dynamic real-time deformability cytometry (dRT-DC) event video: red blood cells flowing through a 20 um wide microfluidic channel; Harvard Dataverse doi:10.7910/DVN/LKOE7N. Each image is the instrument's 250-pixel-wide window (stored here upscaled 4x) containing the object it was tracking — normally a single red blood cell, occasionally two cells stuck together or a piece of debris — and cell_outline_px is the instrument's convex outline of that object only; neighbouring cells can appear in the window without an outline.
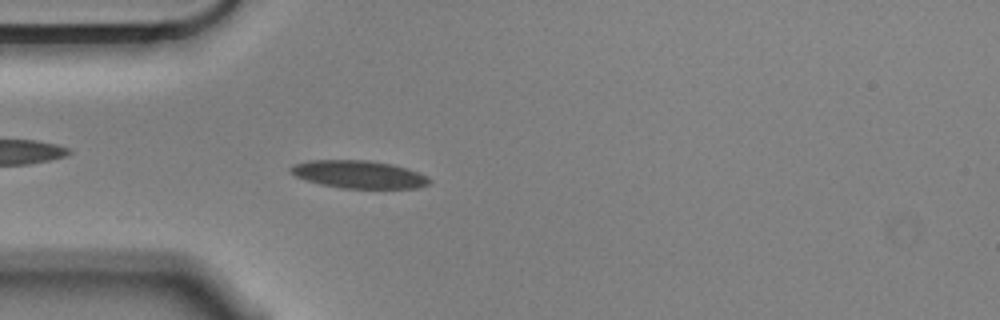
{"species": "Egyptian fruit bat (a non-hibernating species)", "species_latin": "Rousettus aegyptiacus", "temperature_condition": "cold", "stored_images_in_passage": 56, "camera_frame_rate_fps": 3000, "um_per_image_px": 0.085, "animal": {"sex": "male"}, "frame": {"image": 1, "passage_image": 15, "time_ms": 4.667, "image_size_px": [1000, 320], "cell_outline_px": [[432, 180], [428, 184], [420, 188], [340, 188], [320, 184], [304, 180], [288, 172], [288, 168], [292, 164], [308, 160], [368, 160], [392, 164], [408, 168], [428, 176]], "centroid_in_image_um": [30.47, 14.82], "position_along_channel_um": 54.5, "area_um2": 22.77}}
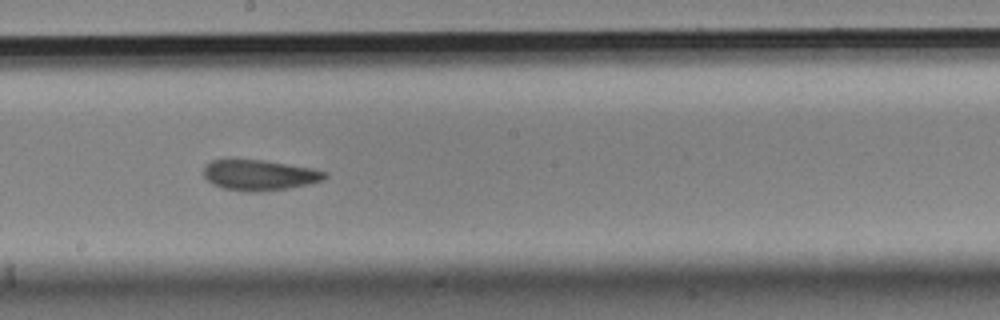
{"frame": {"image": 2, "passage_image": 30, "time_ms": 9.667, "image_size_px": [1000, 320], "cell_outline_px": [[328, 176], [324, 180], [308, 184], [288, 188], [260, 192], [244, 192], [224, 188], [212, 184], [204, 176], [204, 164], [212, 160], [264, 160], [312, 168], [328, 172]], "centroid_in_image_um": [22.07, 14.89], "position_along_channel_um": 226.1, "area_um2": 21.68}}
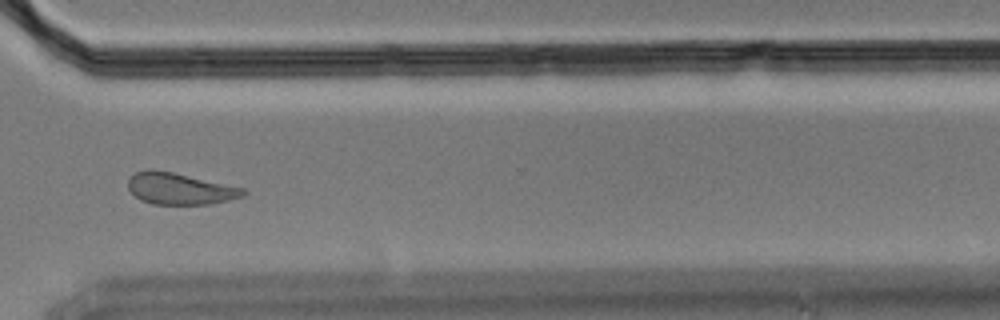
{"frame": {"image": 3, "passage_image": 41, "time_ms": 13.333, "image_size_px": [1000, 320], "cell_outline_px": [[248, 192], [244, 196], [212, 204], [152, 204], [140, 200], [128, 188], [128, 176], [136, 172], [148, 168], [172, 172], [244, 188]], "centroid_in_image_um": [15.26, 16.03], "position_along_channel_um": 355.3, "area_um2": 21.21}, "authors_computed_cell_mechanics": {"area_um2": 21.6461, "velocity_mm_per_s": 3.5268, "shape_relaxation_time_tau1_ms": 4.3294, "shape_relaxation_time_tau2_ms": 3.3486, "deformation_change_tau1": 0.1295, "deformation_change_tau2": 0.1163}}